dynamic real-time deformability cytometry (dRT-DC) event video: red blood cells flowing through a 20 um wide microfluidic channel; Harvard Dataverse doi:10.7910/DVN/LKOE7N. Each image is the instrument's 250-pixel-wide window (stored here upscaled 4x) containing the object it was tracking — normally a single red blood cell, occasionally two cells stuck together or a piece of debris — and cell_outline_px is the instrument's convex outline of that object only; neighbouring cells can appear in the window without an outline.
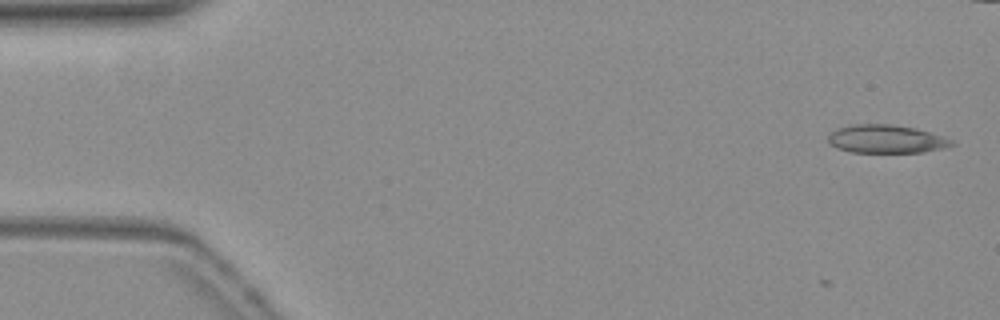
{"species": "common noctule bat (a hibernating species)", "species_latin": "Nyctalus noctula", "temperature_condition": "warm", "stored_images_in_passage": 2, "camera_frame_rate_fps": 3000, "um_per_image_px": 0.085, "animal": {"sex": "female", "body_mass_g": 19.3, "forearm_length_mm": 54.1}, "frame": {"image": 1, "passage_image": 2, "time_ms": 0.333, "image_size_px": [1000, 320], "cell_outline_px": [[956, 144], [924, 152], [852, 152], [836, 148], [828, 140], [828, 136], [832, 132], [840, 128], [856, 124], [888, 124], [912, 128], [928, 132]], "centroid_in_image_um": [75.24, 11.83], "position_along_channel_um": 9.8, "area_um2": 19.54}}